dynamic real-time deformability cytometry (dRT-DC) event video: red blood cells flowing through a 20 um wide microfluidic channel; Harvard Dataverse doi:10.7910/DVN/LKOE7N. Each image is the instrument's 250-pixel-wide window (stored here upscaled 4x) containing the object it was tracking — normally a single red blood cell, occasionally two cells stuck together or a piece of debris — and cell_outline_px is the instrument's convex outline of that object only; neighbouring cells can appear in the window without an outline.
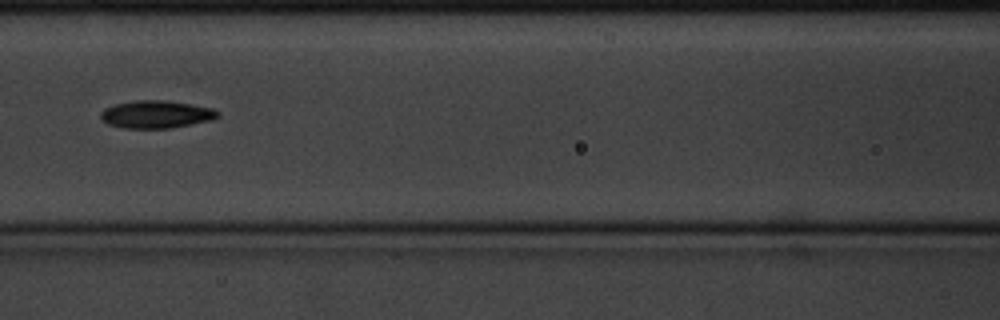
{"species": "common noctule bat (a hibernating species)", "species_latin": "Nyctalus noctula", "temperature_condition": "cold", "stored_images_in_passage": 8, "camera_frame_rate_fps": 3000, "um_per_image_px": 0.085, "animal": {"sex": "male", "body_mass_g": 20.1, "forearm_length_mm": 53.5}, "frame": {"image": 1, "passage_image": 3, "time_ms": 0.667, "image_size_px": [1000, 320], "cell_outline_px": [[220, 116], [212, 120], [172, 128], [124, 128], [108, 124], [100, 116], [100, 112], [104, 108], [116, 104], [132, 100], [168, 100], [192, 104], [212, 108], [220, 112]], "centroid_in_image_um": [13.3, 9.71], "position_along_channel_um": 153.3, "area_um2": 19.02}}
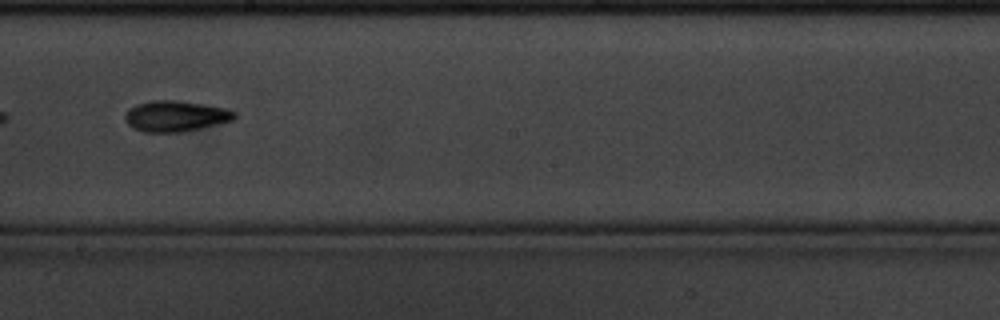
{"frame": {"image": 2, "passage_image": 5, "time_ms": 1.333, "image_size_px": [1000, 320], "cell_outline_px": [[236, 116], [232, 120], [180, 132], [144, 132], [132, 128], [124, 120], [124, 116], [128, 108], [136, 104], [152, 100], [176, 100], [224, 108], [236, 112]], "centroid_in_image_um": [14.84, 9.86], "position_along_channel_um": 233.4, "area_um2": 19.42}}
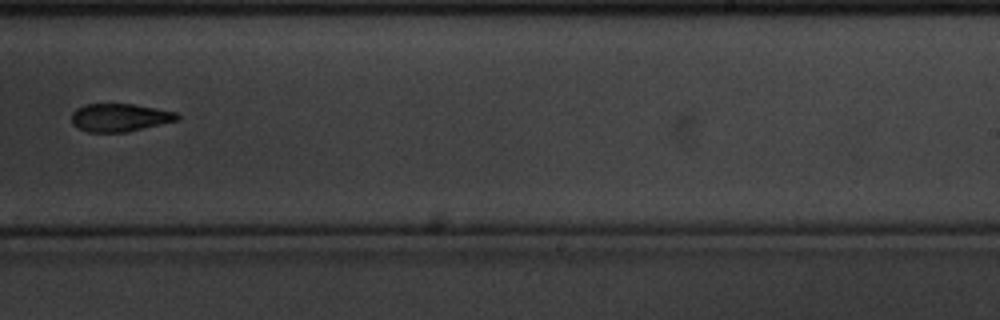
{"frame": {"image": 3, "passage_image": 6, "time_ms": 1.667, "image_size_px": [1000, 320], "cell_outline_px": [[180, 116], [176, 120], [124, 132], [88, 132], [72, 124], [72, 112], [76, 108], [84, 104], [132, 104], [156, 108], [176, 112]], "centroid_in_image_um": [10.13, 9.98], "position_along_channel_um": 278.9, "area_um2": 16.94}}